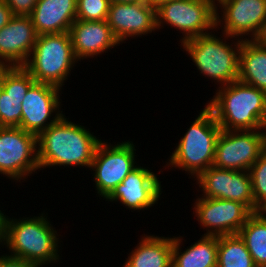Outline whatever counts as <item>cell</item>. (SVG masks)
Returning <instances> with one entry per match:
<instances>
[{
  "label": "cell",
  "mask_w": 266,
  "mask_h": 267,
  "mask_svg": "<svg viewBox=\"0 0 266 267\" xmlns=\"http://www.w3.org/2000/svg\"><path fill=\"white\" fill-rule=\"evenodd\" d=\"M65 114L37 136L40 170L55 166L90 168L99 137L87 127L68 120ZM43 168V169H42Z\"/></svg>",
  "instance_id": "obj_1"
},
{
  "label": "cell",
  "mask_w": 266,
  "mask_h": 267,
  "mask_svg": "<svg viewBox=\"0 0 266 267\" xmlns=\"http://www.w3.org/2000/svg\"><path fill=\"white\" fill-rule=\"evenodd\" d=\"M206 105L221 130H262L266 92L236 80L219 87Z\"/></svg>",
  "instance_id": "obj_2"
},
{
  "label": "cell",
  "mask_w": 266,
  "mask_h": 267,
  "mask_svg": "<svg viewBox=\"0 0 266 267\" xmlns=\"http://www.w3.org/2000/svg\"><path fill=\"white\" fill-rule=\"evenodd\" d=\"M33 217V218H32ZM8 217L5 248L10 256L24 259L38 267L60 260L59 235L43 211L39 216ZM59 248V249H58Z\"/></svg>",
  "instance_id": "obj_3"
},
{
  "label": "cell",
  "mask_w": 266,
  "mask_h": 267,
  "mask_svg": "<svg viewBox=\"0 0 266 267\" xmlns=\"http://www.w3.org/2000/svg\"><path fill=\"white\" fill-rule=\"evenodd\" d=\"M221 35L218 37L215 32H209L181 44L199 74L211 79L215 84L218 83L217 88L238 80L239 51L242 44V40L238 38L230 37L223 32ZM226 39H232V42L227 43Z\"/></svg>",
  "instance_id": "obj_4"
},
{
  "label": "cell",
  "mask_w": 266,
  "mask_h": 267,
  "mask_svg": "<svg viewBox=\"0 0 266 267\" xmlns=\"http://www.w3.org/2000/svg\"><path fill=\"white\" fill-rule=\"evenodd\" d=\"M191 126L179 139L175 150L165 167L178 168L196 179L202 172L213 166L217 139L221 127L212 110L205 104Z\"/></svg>",
  "instance_id": "obj_5"
},
{
  "label": "cell",
  "mask_w": 266,
  "mask_h": 267,
  "mask_svg": "<svg viewBox=\"0 0 266 267\" xmlns=\"http://www.w3.org/2000/svg\"><path fill=\"white\" fill-rule=\"evenodd\" d=\"M78 63L69 32L38 35L24 68L39 83L63 90L71 70Z\"/></svg>",
  "instance_id": "obj_6"
},
{
  "label": "cell",
  "mask_w": 266,
  "mask_h": 267,
  "mask_svg": "<svg viewBox=\"0 0 266 267\" xmlns=\"http://www.w3.org/2000/svg\"><path fill=\"white\" fill-rule=\"evenodd\" d=\"M215 7L214 0H172L156 10L157 31L165 24L174 27L183 35L181 44L212 30L217 32Z\"/></svg>",
  "instance_id": "obj_7"
},
{
  "label": "cell",
  "mask_w": 266,
  "mask_h": 267,
  "mask_svg": "<svg viewBox=\"0 0 266 267\" xmlns=\"http://www.w3.org/2000/svg\"><path fill=\"white\" fill-rule=\"evenodd\" d=\"M135 147L128 140L117 144L101 140L98 144L90 170L94 172L96 192L103 200L138 166Z\"/></svg>",
  "instance_id": "obj_8"
},
{
  "label": "cell",
  "mask_w": 266,
  "mask_h": 267,
  "mask_svg": "<svg viewBox=\"0 0 266 267\" xmlns=\"http://www.w3.org/2000/svg\"><path fill=\"white\" fill-rule=\"evenodd\" d=\"M39 169L37 136L19 127L0 126V174L22 183Z\"/></svg>",
  "instance_id": "obj_9"
},
{
  "label": "cell",
  "mask_w": 266,
  "mask_h": 267,
  "mask_svg": "<svg viewBox=\"0 0 266 267\" xmlns=\"http://www.w3.org/2000/svg\"><path fill=\"white\" fill-rule=\"evenodd\" d=\"M264 150L262 130H221L213 166L248 171Z\"/></svg>",
  "instance_id": "obj_10"
},
{
  "label": "cell",
  "mask_w": 266,
  "mask_h": 267,
  "mask_svg": "<svg viewBox=\"0 0 266 267\" xmlns=\"http://www.w3.org/2000/svg\"><path fill=\"white\" fill-rule=\"evenodd\" d=\"M198 196L194 201L193 214L203 235L225 236L238 234L252 212L242 203L219 198Z\"/></svg>",
  "instance_id": "obj_11"
},
{
  "label": "cell",
  "mask_w": 266,
  "mask_h": 267,
  "mask_svg": "<svg viewBox=\"0 0 266 267\" xmlns=\"http://www.w3.org/2000/svg\"><path fill=\"white\" fill-rule=\"evenodd\" d=\"M215 6L216 30L240 40H251L266 19V0H217Z\"/></svg>",
  "instance_id": "obj_12"
},
{
  "label": "cell",
  "mask_w": 266,
  "mask_h": 267,
  "mask_svg": "<svg viewBox=\"0 0 266 267\" xmlns=\"http://www.w3.org/2000/svg\"><path fill=\"white\" fill-rule=\"evenodd\" d=\"M60 93L61 89L56 86L35 82L22 101L19 128L38 136L57 122L64 115L60 110Z\"/></svg>",
  "instance_id": "obj_13"
},
{
  "label": "cell",
  "mask_w": 266,
  "mask_h": 267,
  "mask_svg": "<svg viewBox=\"0 0 266 267\" xmlns=\"http://www.w3.org/2000/svg\"><path fill=\"white\" fill-rule=\"evenodd\" d=\"M195 180L203 193L201 197L233 200L244 204L252 213L257 211L248 171L210 166Z\"/></svg>",
  "instance_id": "obj_14"
},
{
  "label": "cell",
  "mask_w": 266,
  "mask_h": 267,
  "mask_svg": "<svg viewBox=\"0 0 266 267\" xmlns=\"http://www.w3.org/2000/svg\"><path fill=\"white\" fill-rule=\"evenodd\" d=\"M161 182L150 168L138 165L105 201L120 202L126 209L133 211L148 210L158 204L162 196Z\"/></svg>",
  "instance_id": "obj_15"
},
{
  "label": "cell",
  "mask_w": 266,
  "mask_h": 267,
  "mask_svg": "<svg viewBox=\"0 0 266 267\" xmlns=\"http://www.w3.org/2000/svg\"><path fill=\"white\" fill-rule=\"evenodd\" d=\"M106 21L121 44L157 31L156 11L145 2L110 3Z\"/></svg>",
  "instance_id": "obj_16"
},
{
  "label": "cell",
  "mask_w": 266,
  "mask_h": 267,
  "mask_svg": "<svg viewBox=\"0 0 266 267\" xmlns=\"http://www.w3.org/2000/svg\"><path fill=\"white\" fill-rule=\"evenodd\" d=\"M37 36L30 16L14 15L0 29V60L7 67L24 66Z\"/></svg>",
  "instance_id": "obj_17"
},
{
  "label": "cell",
  "mask_w": 266,
  "mask_h": 267,
  "mask_svg": "<svg viewBox=\"0 0 266 267\" xmlns=\"http://www.w3.org/2000/svg\"><path fill=\"white\" fill-rule=\"evenodd\" d=\"M70 37L73 51L78 61L94 58L116 46H120L112 29L103 21H84L76 19L71 25Z\"/></svg>",
  "instance_id": "obj_18"
},
{
  "label": "cell",
  "mask_w": 266,
  "mask_h": 267,
  "mask_svg": "<svg viewBox=\"0 0 266 267\" xmlns=\"http://www.w3.org/2000/svg\"><path fill=\"white\" fill-rule=\"evenodd\" d=\"M36 81L23 66L7 67L1 75L0 126L19 127L21 104Z\"/></svg>",
  "instance_id": "obj_19"
},
{
  "label": "cell",
  "mask_w": 266,
  "mask_h": 267,
  "mask_svg": "<svg viewBox=\"0 0 266 267\" xmlns=\"http://www.w3.org/2000/svg\"><path fill=\"white\" fill-rule=\"evenodd\" d=\"M77 0H38L32 13L37 35L69 32L76 20Z\"/></svg>",
  "instance_id": "obj_20"
},
{
  "label": "cell",
  "mask_w": 266,
  "mask_h": 267,
  "mask_svg": "<svg viewBox=\"0 0 266 267\" xmlns=\"http://www.w3.org/2000/svg\"><path fill=\"white\" fill-rule=\"evenodd\" d=\"M122 267H171L173 237L141 235Z\"/></svg>",
  "instance_id": "obj_21"
},
{
  "label": "cell",
  "mask_w": 266,
  "mask_h": 267,
  "mask_svg": "<svg viewBox=\"0 0 266 267\" xmlns=\"http://www.w3.org/2000/svg\"><path fill=\"white\" fill-rule=\"evenodd\" d=\"M182 238L173 236L171 267H217L218 236L202 235L183 252Z\"/></svg>",
  "instance_id": "obj_22"
},
{
  "label": "cell",
  "mask_w": 266,
  "mask_h": 267,
  "mask_svg": "<svg viewBox=\"0 0 266 267\" xmlns=\"http://www.w3.org/2000/svg\"><path fill=\"white\" fill-rule=\"evenodd\" d=\"M238 80L266 92V45L242 40Z\"/></svg>",
  "instance_id": "obj_23"
},
{
  "label": "cell",
  "mask_w": 266,
  "mask_h": 267,
  "mask_svg": "<svg viewBox=\"0 0 266 267\" xmlns=\"http://www.w3.org/2000/svg\"><path fill=\"white\" fill-rule=\"evenodd\" d=\"M256 267H266V216L252 213L238 232Z\"/></svg>",
  "instance_id": "obj_24"
},
{
  "label": "cell",
  "mask_w": 266,
  "mask_h": 267,
  "mask_svg": "<svg viewBox=\"0 0 266 267\" xmlns=\"http://www.w3.org/2000/svg\"><path fill=\"white\" fill-rule=\"evenodd\" d=\"M217 267H256L238 234L218 236Z\"/></svg>",
  "instance_id": "obj_25"
},
{
  "label": "cell",
  "mask_w": 266,
  "mask_h": 267,
  "mask_svg": "<svg viewBox=\"0 0 266 267\" xmlns=\"http://www.w3.org/2000/svg\"><path fill=\"white\" fill-rule=\"evenodd\" d=\"M251 178L255 206L258 207L266 199V150L248 170Z\"/></svg>",
  "instance_id": "obj_26"
},
{
  "label": "cell",
  "mask_w": 266,
  "mask_h": 267,
  "mask_svg": "<svg viewBox=\"0 0 266 267\" xmlns=\"http://www.w3.org/2000/svg\"><path fill=\"white\" fill-rule=\"evenodd\" d=\"M109 0H77L76 19L84 21L107 20Z\"/></svg>",
  "instance_id": "obj_27"
},
{
  "label": "cell",
  "mask_w": 266,
  "mask_h": 267,
  "mask_svg": "<svg viewBox=\"0 0 266 267\" xmlns=\"http://www.w3.org/2000/svg\"><path fill=\"white\" fill-rule=\"evenodd\" d=\"M14 15L29 16L38 0H4Z\"/></svg>",
  "instance_id": "obj_28"
},
{
  "label": "cell",
  "mask_w": 266,
  "mask_h": 267,
  "mask_svg": "<svg viewBox=\"0 0 266 267\" xmlns=\"http://www.w3.org/2000/svg\"><path fill=\"white\" fill-rule=\"evenodd\" d=\"M0 267H38L32 262L8 254L0 255Z\"/></svg>",
  "instance_id": "obj_29"
},
{
  "label": "cell",
  "mask_w": 266,
  "mask_h": 267,
  "mask_svg": "<svg viewBox=\"0 0 266 267\" xmlns=\"http://www.w3.org/2000/svg\"><path fill=\"white\" fill-rule=\"evenodd\" d=\"M14 14L7 6L4 0H0V29L4 27L12 18Z\"/></svg>",
  "instance_id": "obj_30"
},
{
  "label": "cell",
  "mask_w": 266,
  "mask_h": 267,
  "mask_svg": "<svg viewBox=\"0 0 266 267\" xmlns=\"http://www.w3.org/2000/svg\"><path fill=\"white\" fill-rule=\"evenodd\" d=\"M251 41L256 45H266V19L260 24Z\"/></svg>",
  "instance_id": "obj_31"
},
{
  "label": "cell",
  "mask_w": 266,
  "mask_h": 267,
  "mask_svg": "<svg viewBox=\"0 0 266 267\" xmlns=\"http://www.w3.org/2000/svg\"><path fill=\"white\" fill-rule=\"evenodd\" d=\"M7 215L0 210V246L5 248L4 245L6 244V233H7Z\"/></svg>",
  "instance_id": "obj_32"
},
{
  "label": "cell",
  "mask_w": 266,
  "mask_h": 267,
  "mask_svg": "<svg viewBox=\"0 0 266 267\" xmlns=\"http://www.w3.org/2000/svg\"><path fill=\"white\" fill-rule=\"evenodd\" d=\"M170 1L172 0H145V3L156 11L162 5L167 4Z\"/></svg>",
  "instance_id": "obj_33"
},
{
  "label": "cell",
  "mask_w": 266,
  "mask_h": 267,
  "mask_svg": "<svg viewBox=\"0 0 266 267\" xmlns=\"http://www.w3.org/2000/svg\"><path fill=\"white\" fill-rule=\"evenodd\" d=\"M110 3H144L145 0H109Z\"/></svg>",
  "instance_id": "obj_34"
},
{
  "label": "cell",
  "mask_w": 266,
  "mask_h": 267,
  "mask_svg": "<svg viewBox=\"0 0 266 267\" xmlns=\"http://www.w3.org/2000/svg\"><path fill=\"white\" fill-rule=\"evenodd\" d=\"M256 212L266 216V199L257 207Z\"/></svg>",
  "instance_id": "obj_35"
},
{
  "label": "cell",
  "mask_w": 266,
  "mask_h": 267,
  "mask_svg": "<svg viewBox=\"0 0 266 267\" xmlns=\"http://www.w3.org/2000/svg\"><path fill=\"white\" fill-rule=\"evenodd\" d=\"M262 132H263V138H264V148L266 150V117H265V120L263 122Z\"/></svg>",
  "instance_id": "obj_36"
},
{
  "label": "cell",
  "mask_w": 266,
  "mask_h": 267,
  "mask_svg": "<svg viewBox=\"0 0 266 267\" xmlns=\"http://www.w3.org/2000/svg\"><path fill=\"white\" fill-rule=\"evenodd\" d=\"M7 68V66L0 60V78L3 71Z\"/></svg>",
  "instance_id": "obj_37"
},
{
  "label": "cell",
  "mask_w": 266,
  "mask_h": 267,
  "mask_svg": "<svg viewBox=\"0 0 266 267\" xmlns=\"http://www.w3.org/2000/svg\"><path fill=\"white\" fill-rule=\"evenodd\" d=\"M2 86H1V78H0V94H1V91H2Z\"/></svg>",
  "instance_id": "obj_38"
}]
</instances>
